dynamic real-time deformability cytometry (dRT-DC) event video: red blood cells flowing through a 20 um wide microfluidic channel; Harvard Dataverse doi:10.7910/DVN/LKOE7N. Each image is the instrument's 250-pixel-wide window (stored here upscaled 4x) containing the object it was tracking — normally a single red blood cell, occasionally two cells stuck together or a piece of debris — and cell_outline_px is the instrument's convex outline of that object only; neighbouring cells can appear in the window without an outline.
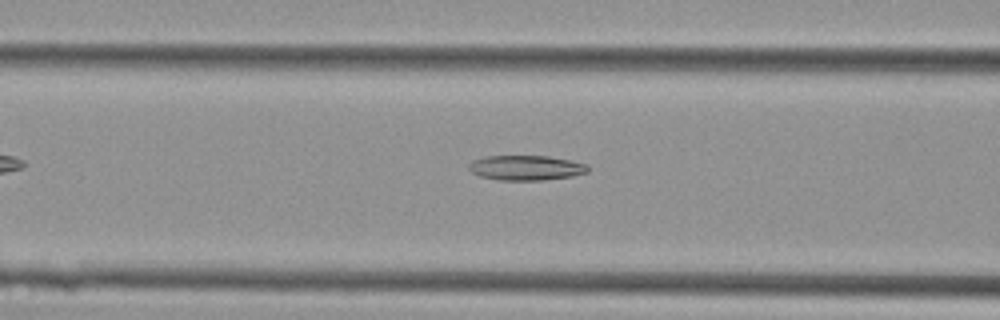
{"species": "Egyptian fruit bat (a non-hibernating species)", "species_latin": "Rousettus aegyptiacus", "temperature_condition": "cold", "stored_images_in_passage": 33, "camera_frame_rate_fps": 3000, "um_per_image_px": 0.085, "animal": {"sex": "female"}, "frame": {"image": 1, "passage_image": 7, "time_ms": 2.0, "image_size_px": [1000, 320], "cell_outline_px": [[588, 172], [572, 176], [544, 180], [500, 180], [480, 176], [472, 172], [468, 168], [468, 164], [472, 160], [488, 156], [548, 156], [572, 160], [588, 164]], "centroid_in_image_um": [44.73, 14.26], "position_along_channel_um": 121.9, "area_um2": 17.34}}
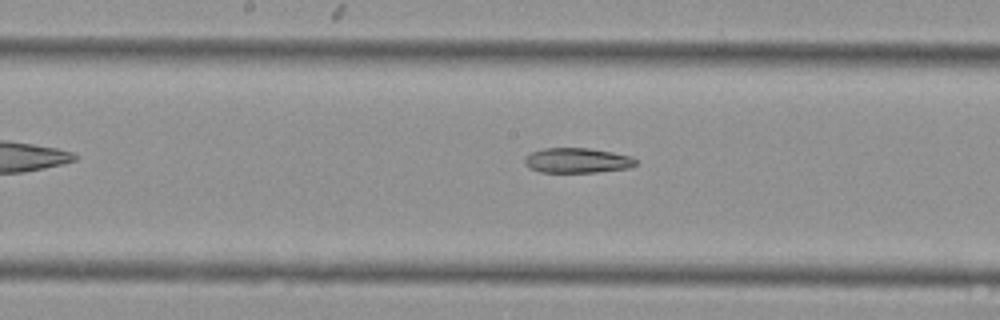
{"frame": {"image": 2, "passage_image": 12, "time_ms": 3.667, "image_size_px": [1000, 320], "cell_outline_px": [[636, 164], [628, 168], [596, 172], [540, 172], [528, 168], [524, 164], [524, 156], [532, 152], [544, 148], [588, 148], [612, 152], [632, 156], [636, 160]], "centroid_in_image_um": [49.02, 13.64], "position_along_channel_um": 199.2, "area_um2": 16.24}}
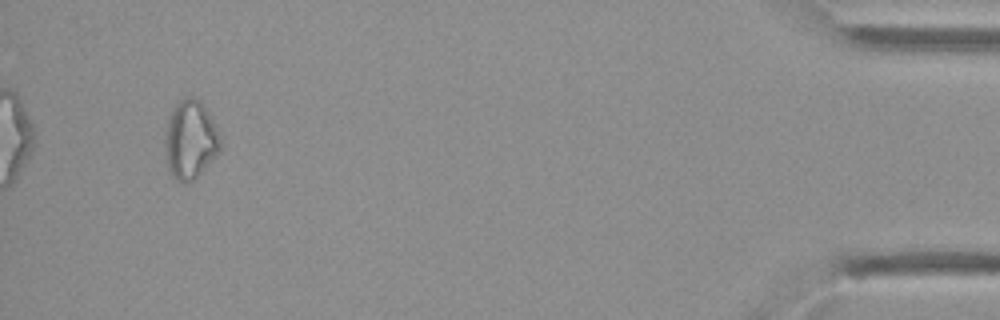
{"frame": {"image": 3, "passage_image": 31, "time_ms": 10.0, "image_size_px": [1000, 320], "cell_outline_px": [[224, 144], [220, 152], [192, 180], [184, 184], [176, 180], [172, 176], [168, 168], [164, 144], [164, 132], [168, 116], [172, 108], [180, 96], [192, 96], [200, 100], [204, 104]], "centroid_in_image_um": [16.16, 11.82], "position_along_channel_um": 419.0, "area_um2": 25.95}}